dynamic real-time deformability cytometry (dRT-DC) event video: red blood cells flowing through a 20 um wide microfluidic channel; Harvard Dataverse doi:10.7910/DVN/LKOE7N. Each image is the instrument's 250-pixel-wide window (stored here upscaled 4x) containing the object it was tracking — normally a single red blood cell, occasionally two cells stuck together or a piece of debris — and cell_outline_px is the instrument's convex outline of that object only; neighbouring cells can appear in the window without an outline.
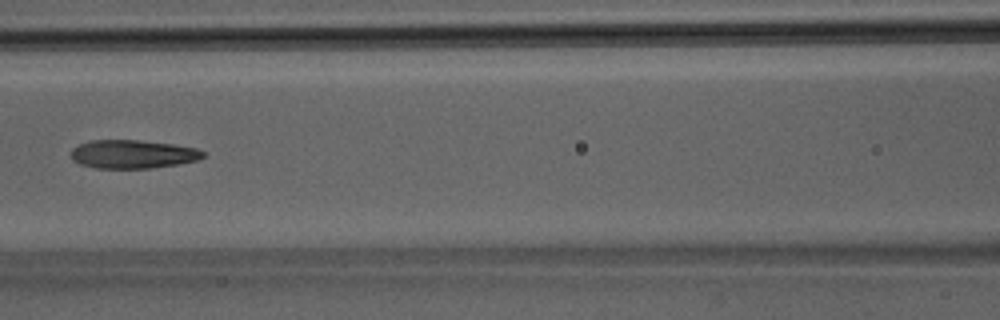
{"species": "Egyptian fruit bat (a non-hibernating species)", "species_latin": "Rousettus aegyptiacus", "temperature_condition": "room temperature", "stored_images_in_passage": 40, "camera_frame_rate_fps": 3000, "um_per_image_px": 0.085, "animal": {"sex": "male"}, "frame": {"image": 1, "passage_image": 18, "time_ms": 5.667, "image_size_px": [1000, 320], "cell_outline_px": [[204, 156], [196, 160], [176, 164], [152, 168], [96, 168], [80, 164], [72, 160], [72, 148], [80, 144], [92, 140], [136, 140], [172, 144], [196, 148], [204, 152]], "centroid_in_image_um": [11.26, 13.1], "position_along_channel_um": 155.3, "area_um2": 21.68}}
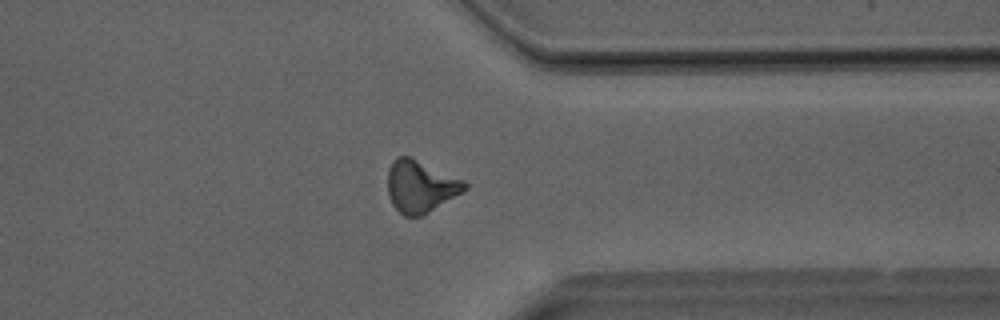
{"frame": {"image": 2, "passage_image": 31, "time_ms": 10.0, "image_size_px": [1000, 320], "cell_outline_px": [[468, 188], [464, 192], [428, 212], [420, 216], [404, 216], [392, 204], [388, 196], [388, 168], [392, 160], [396, 156], [408, 156], [464, 180], [468, 184]], "centroid_in_image_um": [35.73, 15.84], "position_along_channel_um": 375.7, "area_um2": 23.29}}
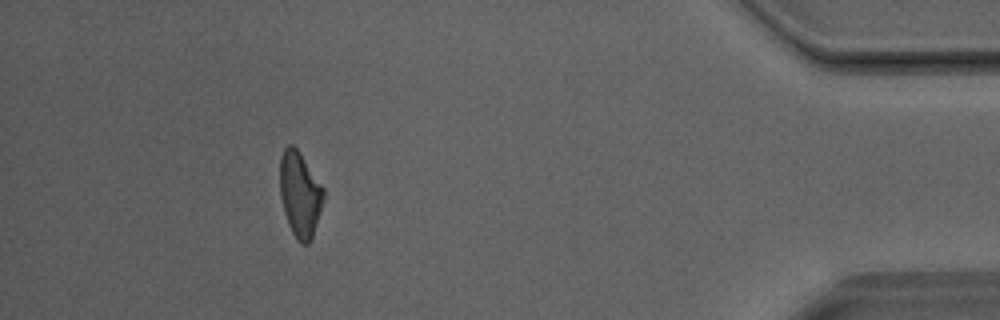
{"frame": {"image": 3, "passage_image": 36, "time_ms": 11.667, "image_size_px": [1000, 320], "cell_outline_px": [[324, 200], [312, 236], [308, 244], [300, 244], [296, 240], [288, 224], [284, 212], [280, 196], [280, 156], [284, 148], [288, 144], [292, 144], [300, 152], [324, 188]], "centroid_in_image_um": [25.48, 16.5], "position_along_channel_um": 409.7, "area_um2": 21.73}}